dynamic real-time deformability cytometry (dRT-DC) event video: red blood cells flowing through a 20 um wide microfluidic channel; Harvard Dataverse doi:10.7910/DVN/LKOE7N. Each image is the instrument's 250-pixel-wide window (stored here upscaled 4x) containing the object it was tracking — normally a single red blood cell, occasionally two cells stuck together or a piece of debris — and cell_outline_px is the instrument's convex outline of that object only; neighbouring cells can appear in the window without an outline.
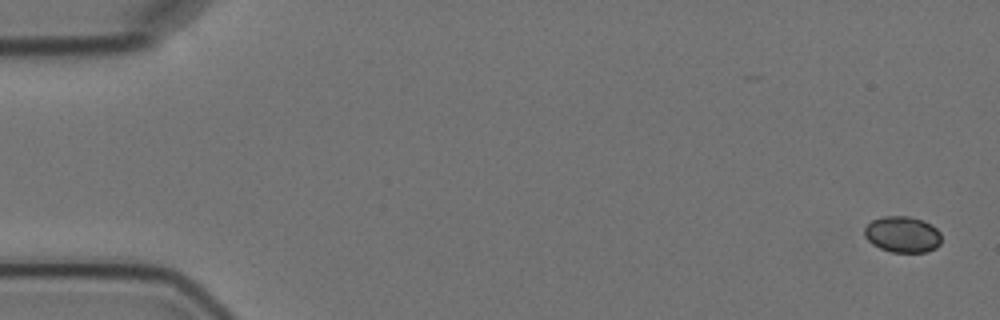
{"species": "Egyptian fruit bat (a non-hibernating species)", "species_latin": "Rousettus aegyptiacus", "temperature_condition": "cold", "stored_images_in_passage": 4, "camera_frame_rate_fps": 3000, "um_per_image_px": 0.085, "animal": {"sex": "female"}, "frame": {"image": 1, "passage_image": 1, "time_ms": 0.0, "image_size_px": [1000, 320], "cell_outline_px": [[940, 244], [936, 248], [928, 252], [892, 252], [880, 248], [872, 244], [864, 236], [864, 228], [872, 220], [884, 216], [908, 216], [932, 224], [940, 232]], "centroid_in_image_um": [76.71, 19.93], "position_along_channel_um": 8.3, "area_um2": 16.24}}
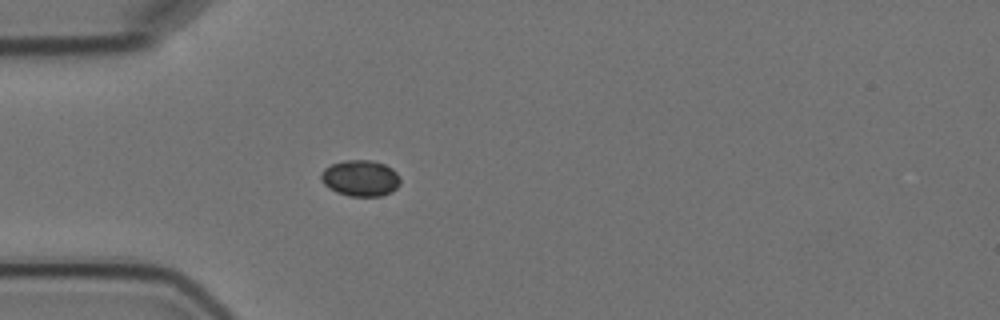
{"frame": {"image": 2, "passage_image": 4, "time_ms": 5.0, "image_size_px": [1000, 320], "cell_outline_px": [[400, 184], [392, 192], [380, 196], [348, 196], [336, 192], [328, 188], [320, 180], [320, 176], [324, 168], [332, 164], [344, 160], [372, 160], [384, 164], [392, 168], [396, 172], [400, 180]], "centroid_in_image_um": [30.62, 15.15], "position_along_channel_um": 54.4, "area_um2": 16.82}}